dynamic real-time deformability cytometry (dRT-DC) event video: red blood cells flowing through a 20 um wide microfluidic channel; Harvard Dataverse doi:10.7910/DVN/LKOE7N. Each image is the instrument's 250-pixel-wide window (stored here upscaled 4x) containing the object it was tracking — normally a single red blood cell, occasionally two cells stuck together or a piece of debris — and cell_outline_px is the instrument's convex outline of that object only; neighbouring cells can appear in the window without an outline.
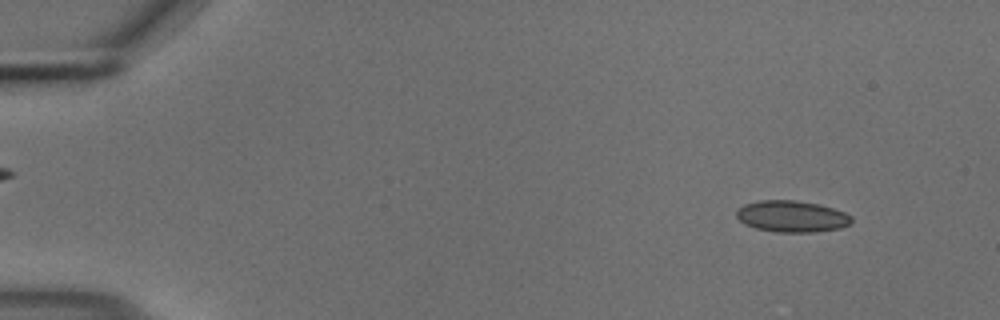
{"species": "common noctule bat (a hibernating species)", "species_latin": "Nyctalus noctula", "temperature_condition": "cold", "stored_images_in_passage": 54, "camera_frame_rate_fps": 3000, "um_per_image_px": 0.085, "animal": {"sex": "male", "body_mass_g": 18.8}, "frame": {"image": 1, "passage_image": 5, "time_ms": 1.333, "image_size_px": [1000, 320], "cell_outline_px": [[852, 224], [840, 228], [816, 232], [776, 232], [756, 228], [744, 224], [736, 216], [736, 212], [744, 204], [760, 200], [796, 200], [820, 204], [844, 212], [852, 216]], "centroid_in_image_um": [67.33, 18.39], "position_along_channel_um": 17.7, "area_um2": 21.21}}
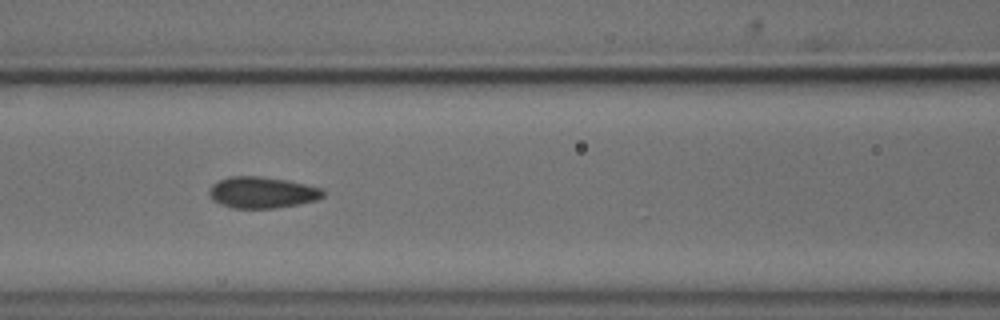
{"frame": {"image": 2, "passage_image": 24, "time_ms": 7.667, "image_size_px": [1000, 320], "cell_outline_px": [[324, 196], [316, 200], [296, 204], [272, 208], [236, 208], [220, 204], [212, 200], [208, 192], [212, 184], [228, 176], [260, 176], [284, 180], [324, 188]], "centroid_in_image_um": [22.26, 16.35], "position_along_channel_um": 144.3, "area_um2": 20.63}}
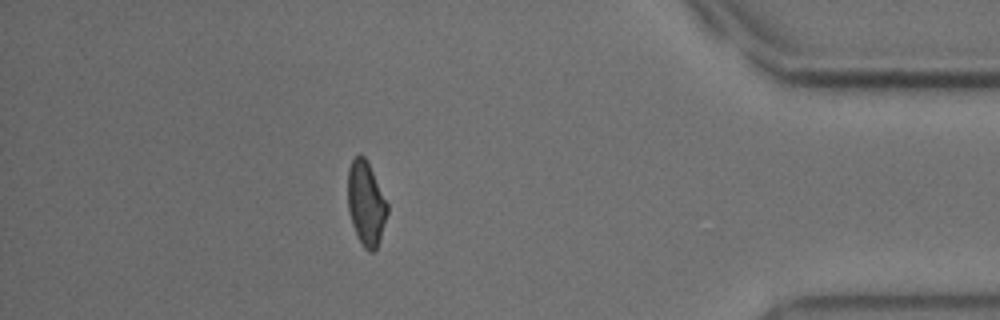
{"frame": {"image": 3, "passage_image": 48, "time_ms": 15.667, "image_size_px": [1000, 320], "cell_outline_px": [[388, 212], [376, 248], [372, 252], [368, 252], [360, 244], [352, 224], [348, 212], [348, 168], [352, 160], [356, 156], [364, 156], [368, 160], [388, 204]], "centroid_in_image_um": [31.1, 17.28], "position_along_channel_um": 404.1, "area_um2": 19.42}, "authors_computed_cell_mechanics": {"area_um2": 20.4034, "velocity_mm_per_s": 3.7085, "shape_relaxation_time_tau1_ms": null, "shape_relaxation_time_tau2_ms": 1.3758, "deformation_change_tau1": null, "deformation_change_tau2": 0.0593}}